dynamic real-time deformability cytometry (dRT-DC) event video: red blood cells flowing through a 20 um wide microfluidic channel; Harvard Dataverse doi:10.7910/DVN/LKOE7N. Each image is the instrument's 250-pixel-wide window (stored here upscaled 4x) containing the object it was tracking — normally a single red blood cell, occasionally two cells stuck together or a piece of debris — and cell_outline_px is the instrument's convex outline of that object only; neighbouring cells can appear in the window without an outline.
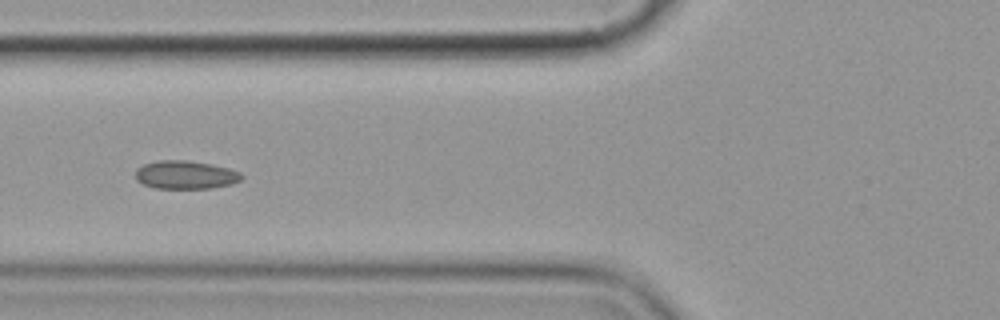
{"species": "common noctule bat (a hibernating species)", "species_latin": "Nyctalus noctula", "temperature_condition": "cold", "stored_images_in_passage": 7, "camera_frame_rate_fps": 3000, "um_per_image_px": 0.085, "animal": {"sex": "female", "body_mass_g": 19.9}, "frame": {"image": 1, "passage_image": 7, "time_ms": 7.0, "image_size_px": [1000, 320], "cell_outline_px": [[244, 176], [240, 180], [232, 184], [212, 188], [156, 188], [144, 184], [136, 180], [136, 168], [144, 164], [160, 160], [188, 160], [212, 164], [228, 168], [240, 172]], "centroid_in_image_um": [15.78, 14.85], "position_along_channel_um": 110.0, "area_um2": 17.51}}